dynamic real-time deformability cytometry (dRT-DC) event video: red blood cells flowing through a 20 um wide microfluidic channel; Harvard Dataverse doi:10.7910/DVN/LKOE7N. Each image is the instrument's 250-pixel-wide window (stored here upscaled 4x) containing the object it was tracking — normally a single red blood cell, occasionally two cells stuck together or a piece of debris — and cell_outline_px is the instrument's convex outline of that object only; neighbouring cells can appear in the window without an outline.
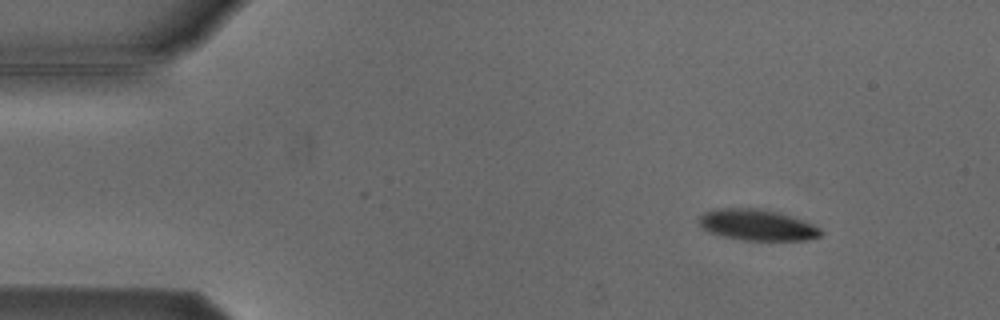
{"species": "Egyptian fruit bat (a non-hibernating species)", "species_latin": "Rousettus aegyptiacus", "temperature_condition": "cold", "stored_images_in_passage": 5, "camera_frame_rate_fps": 3000, "um_per_image_px": 0.085, "animal": {"sex": "male"}, "frame": {"image": 1, "passage_image": 1, "time_ms": 0.0, "image_size_px": [1000, 320], "cell_outline_px": [[824, 236], [808, 240], [744, 240], [724, 236], [708, 232], [700, 224], [700, 216], [704, 212], [712, 208], [760, 208], [776, 212], [804, 220], [820, 228], [824, 232]], "centroid_in_image_um": [64.4, 19.12], "position_along_channel_um": 20.6, "area_um2": 22.14}}